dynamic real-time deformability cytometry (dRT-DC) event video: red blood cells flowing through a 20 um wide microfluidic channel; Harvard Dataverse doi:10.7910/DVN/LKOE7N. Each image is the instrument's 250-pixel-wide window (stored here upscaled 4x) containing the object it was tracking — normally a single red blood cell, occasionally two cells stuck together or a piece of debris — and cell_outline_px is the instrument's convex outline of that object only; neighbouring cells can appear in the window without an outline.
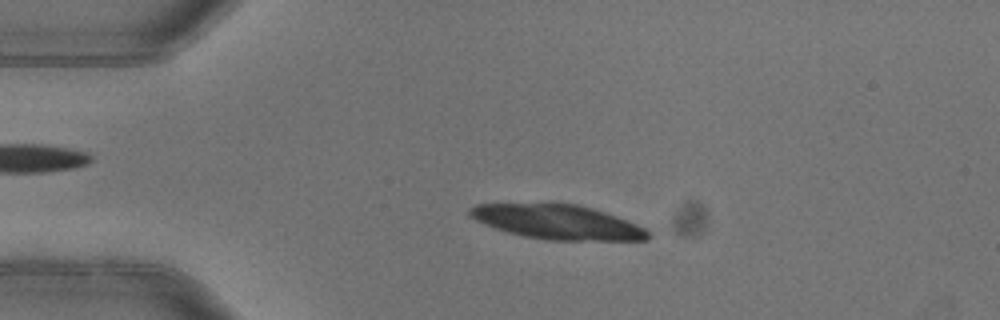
{"species": "common noctule bat (a hibernating species)", "species_latin": "Nyctalus noctula", "temperature_condition": "warm", "stored_images_in_passage": 6, "segment_of_instrument_passage": [2, 2], "camera_frame_rate_fps": 3000, "um_per_image_px": 0.085, "animal": {"sex": "female"}, "frame": {"image": 1, "passage_image": 5, "time_ms": 1.333, "image_size_px": [1000, 320], "cell_outline_px": [[652, 236], [648, 240], [548, 240], [524, 236], [508, 232], [484, 224], [468, 216], [468, 208], [476, 204], [548, 200], [552, 200], [580, 204], [628, 220], [644, 228]], "centroid_in_image_um": [47.31, 18.8], "position_along_channel_um": 37.7, "area_um2": 37.11}}